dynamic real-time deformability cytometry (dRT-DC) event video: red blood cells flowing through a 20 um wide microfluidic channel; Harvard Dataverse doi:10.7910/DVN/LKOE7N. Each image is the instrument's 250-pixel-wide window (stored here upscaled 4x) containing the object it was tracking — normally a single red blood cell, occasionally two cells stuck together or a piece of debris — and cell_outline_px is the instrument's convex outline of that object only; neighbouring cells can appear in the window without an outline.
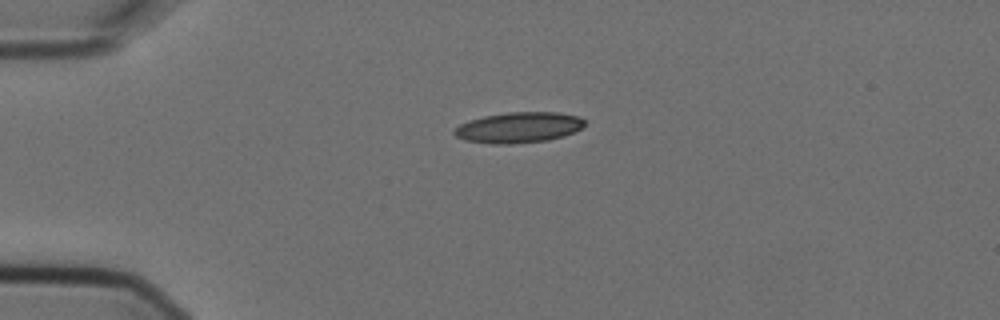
{"species": "Egyptian fruit bat (a non-hibernating species)", "species_latin": "Rousettus aegyptiacus", "temperature_condition": "cold", "stored_images_in_passage": 3, "camera_frame_rate_fps": 3000, "um_per_image_px": 0.085, "animal": {"sex": "female"}, "frame": {"image": 1, "passage_image": 1, "time_ms": 0.0, "image_size_px": [1000, 320], "cell_outline_px": [[584, 124], [576, 132], [564, 136], [548, 140], [508, 144], [492, 144], [464, 140], [456, 136], [452, 132], [460, 124], [468, 120], [484, 116], [508, 112], [556, 112], [580, 116], [584, 120]], "centroid_in_image_um": [44.08, 10.83], "position_along_channel_um": 40.9, "area_um2": 23.35}}
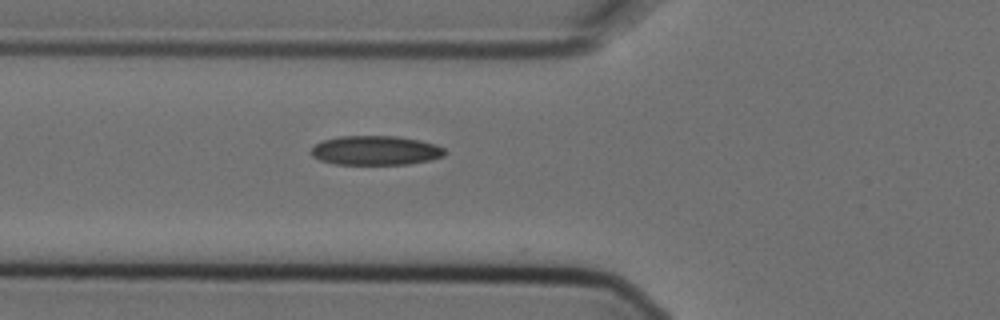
{"frame": {"image": 2, "passage_image": 3, "time_ms": 0.667, "image_size_px": [1000, 320], "cell_outline_px": [[448, 152], [444, 156], [432, 160], [408, 164], [332, 164], [320, 160], [312, 156], [308, 152], [316, 144], [324, 140], [340, 136], [396, 136], [420, 140], [436, 144], [444, 148]], "centroid_in_image_um": [31.95, 12.79], "position_along_channel_um": 93.9, "area_um2": 23.06}}